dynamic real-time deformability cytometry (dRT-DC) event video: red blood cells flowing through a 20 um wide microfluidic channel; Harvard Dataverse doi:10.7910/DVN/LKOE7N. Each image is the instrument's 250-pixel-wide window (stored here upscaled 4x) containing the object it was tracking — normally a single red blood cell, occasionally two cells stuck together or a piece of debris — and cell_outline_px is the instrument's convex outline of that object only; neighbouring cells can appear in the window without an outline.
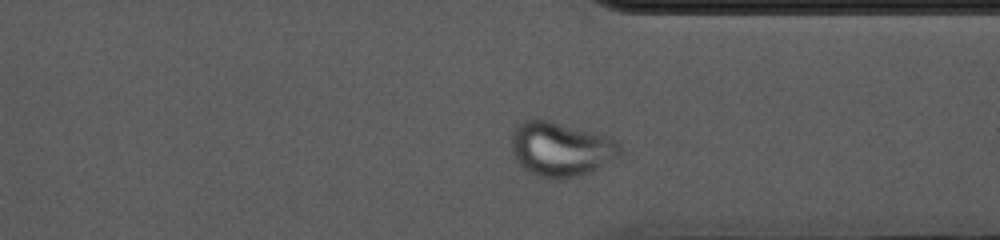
{"species": "common noctule bat (a hibernating species)", "species_latin": "Nyctalus noctula", "temperature_condition": "cold", "stored_images_in_passage": 40, "camera_frame_rate_fps": 3000, "um_per_image_px": 0.085, "animal": {"sex": "female", "body_mass_g": 10.0, "forearm_length_mm": 53.1}, "frame": {"image": 1, "passage_image": 34, "time_ms": 11.0, "image_size_px": [1000, 240], "cell_outline_px": [[620, 152], [616, 156], [596, 168], [580, 176], [556, 180], [536, 176], [528, 172], [516, 160], [512, 152], [512, 132], [516, 124], [524, 120], [552, 120], [596, 132], [608, 136], [616, 140], [620, 144]], "centroid_in_image_um": [47.62, 12.66], "position_along_channel_um": 363.8, "area_um2": 34.51}}